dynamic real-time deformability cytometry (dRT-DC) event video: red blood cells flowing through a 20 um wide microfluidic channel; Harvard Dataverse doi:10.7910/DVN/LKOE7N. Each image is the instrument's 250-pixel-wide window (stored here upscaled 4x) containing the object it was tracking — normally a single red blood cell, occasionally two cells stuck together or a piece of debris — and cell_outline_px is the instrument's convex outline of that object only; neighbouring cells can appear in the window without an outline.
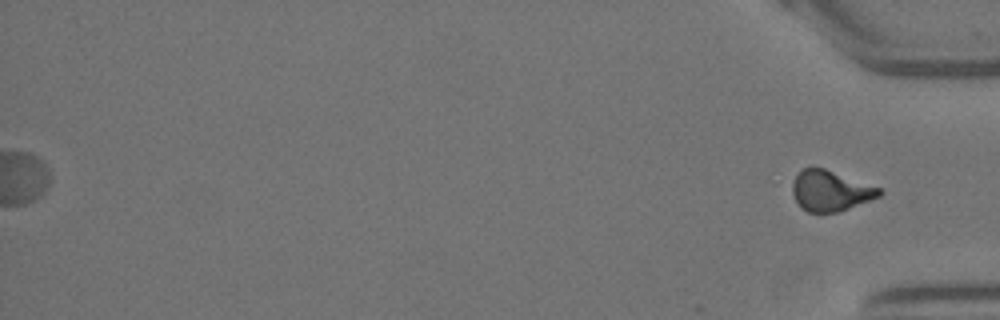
{"species": "Egyptian fruit bat (a non-hibernating species)", "species_latin": "Rousettus aegyptiacus", "temperature_condition": "warm", "stored_images_in_passage": 43, "segment_of_instrument_passage": [2, 2], "camera_frame_rate_fps": 3000, "um_per_image_px": 0.085, "animal": {"sex": "female"}, "frame": {"image": 1, "passage_image": 43, "time_ms": 14.0, "image_size_px": [1000, 320], "cell_outline_px": [[884, 192], [880, 196], [848, 208], [836, 212], [808, 212], [800, 208], [792, 192], [792, 184], [796, 176], [804, 168], [824, 168], [880, 188]], "centroid_in_image_um": [70.57, 16.23], "position_along_channel_um": 364.6, "area_um2": 20.17}}